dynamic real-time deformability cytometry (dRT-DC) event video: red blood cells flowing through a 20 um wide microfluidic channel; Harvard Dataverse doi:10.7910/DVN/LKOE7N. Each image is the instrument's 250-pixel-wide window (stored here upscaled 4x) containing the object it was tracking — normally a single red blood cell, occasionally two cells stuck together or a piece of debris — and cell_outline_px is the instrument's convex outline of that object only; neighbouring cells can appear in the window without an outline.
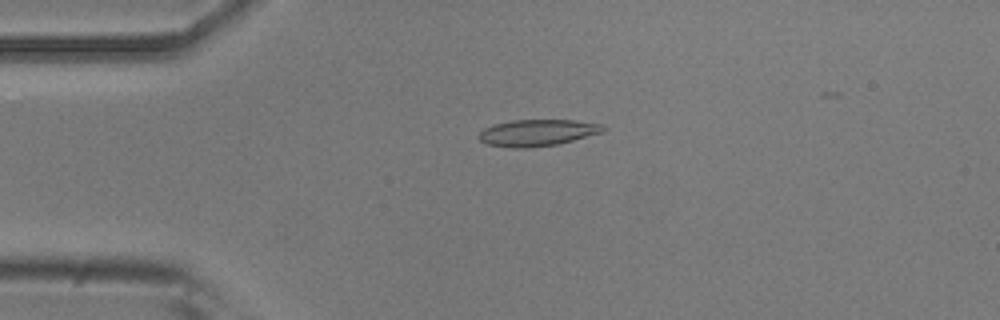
{"species": "common noctule bat (a hibernating species)", "species_latin": "Nyctalus noctula", "temperature_condition": "room temperature", "stored_images_in_passage": 41, "camera_frame_rate_fps": 3000, "um_per_image_px": 0.085, "animal": {"sex": "male", "body_mass_g": 20.5, "forearm_length_mm": 52.5}, "frame": {"image": 1, "passage_image": 12, "time_ms": 3.667, "image_size_px": [1000, 320], "cell_outline_px": [[608, 128], [604, 132], [556, 144], [528, 148], [512, 148], [484, 144], [476, 136], [484, 128], [492, 124], [512, 120], [572, 120], [604, 124]], "centroid_in_image_um": [45.65, 11.28], "position_along_channel_um": 39.3, "area_um2": 19.48}}
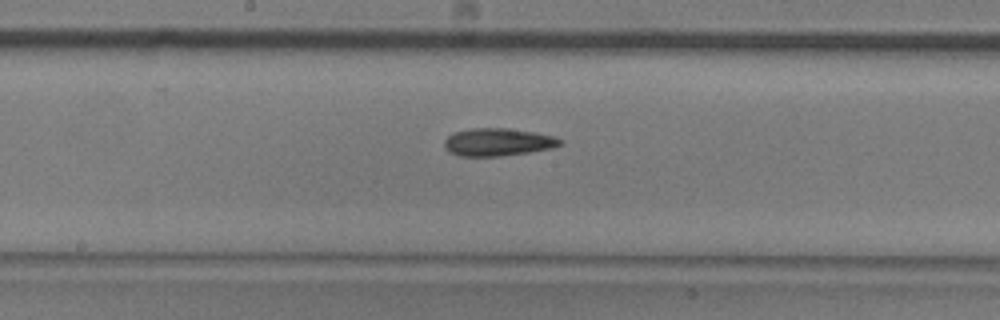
{"frame": {"image": 2, "passage_image": 27, "time_ms": 8.667, "image_size_px": [1000, 320], "cell_outline_px": [[564, 140], [560, 144], [552, 148], [528, 152], [500, 156], [460, 156], [448, 152], [444, 148], [444, 140], [452, 132], [472, 128], [504, 128], [536, 132], [556, 136]], "centroid_in_image_um": [42.3, 12.07], "position_along_channel_um": 205.9, "area_um2": 18.84}}
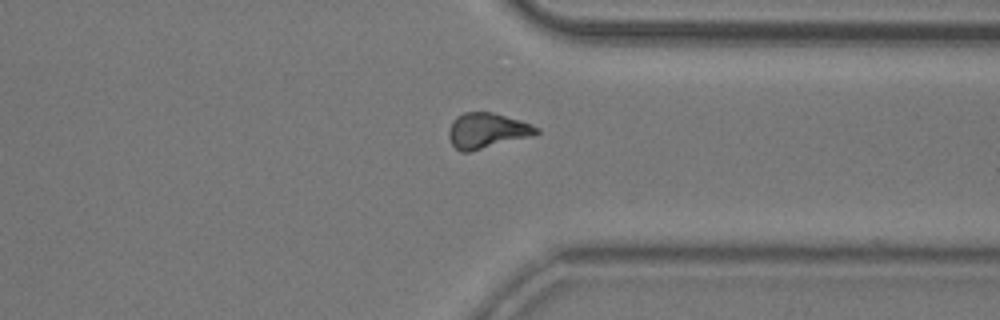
{"frame": {"image": 3, "passage_image": 40, "time_ms": 13.0, "image_size_px": [1000, 320], "cell_outline_px": [[540, 132], [536, 136], [468, 152], [460, 152], [452, 144], [448, 136], [448, 132], [452, 120], [456, 116], [464, 112], [492, 112], [520, 120], [532, 124], [540, 128]], "centroid_in_image_um": [41.43, 11.11], "position_along_channel_um": 370.0, "area_um2": 18.38}}